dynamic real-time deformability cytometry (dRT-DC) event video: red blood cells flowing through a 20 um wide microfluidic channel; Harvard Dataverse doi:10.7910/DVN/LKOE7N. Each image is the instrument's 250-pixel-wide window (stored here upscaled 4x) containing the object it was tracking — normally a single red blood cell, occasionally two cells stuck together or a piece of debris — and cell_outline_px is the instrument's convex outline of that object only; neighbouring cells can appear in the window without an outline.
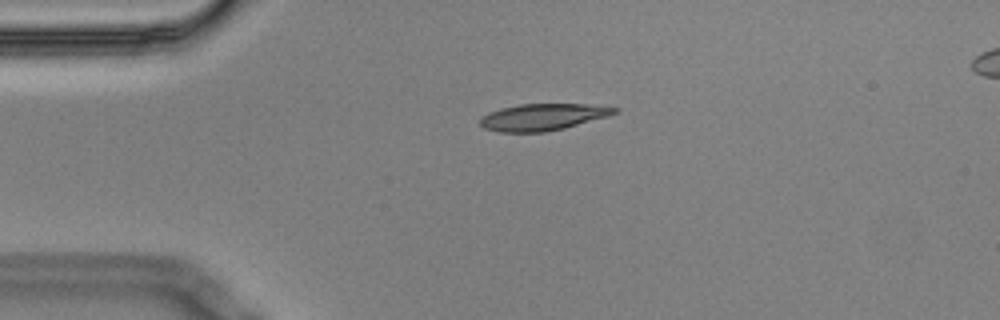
{"species": "Egyptian fruit bat (a non-hibernating species)", "species_latin": "Rousettus aegyptiacus", "temperature_condition": "cold", "stored_images_in_passage": 4, "camera_frame_rate_fps": 3000, "um_per_image_px": 0.085, "animal": {"sex": "male"}, "frame": {"image": 1, "passage_image": 1, "time_ms": 0.0, "image_size_px": [1000, 320], "cell_outline_px": [[616, 112], [608, 116], [564, 128], [544, 132], [496, 132], [484, 128], [480, 124], [480, 116], [488, 112], [500, 108], [520, 104], [584, 104], [616, 108]], "centroid_in_image_um": [46.04, 9.95], "position_along_channel_um": 39.0, "area_um2": 20.81}}
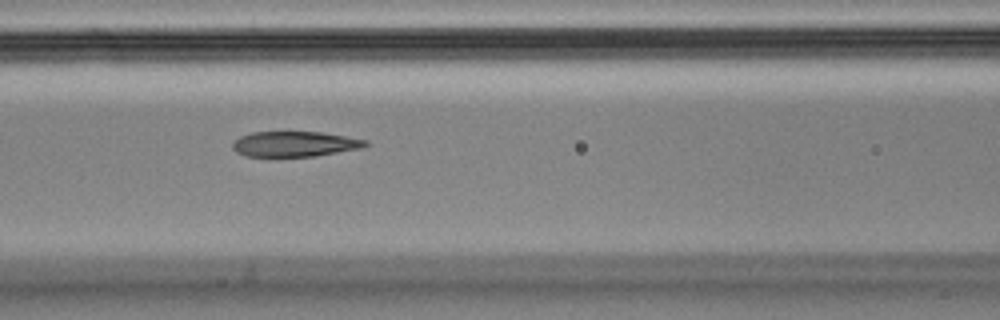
{"frame": {"image": 2, "passage_image": 4, "time_ms": 1.0, "image_size_px": [1000, 320], "cell_outline_px": [[368, 144], [364, 148], [316, 156], [244, 156], [236, 152], [232, 148], [232, 140], [240, 136], [252, 132], [320, 132], [368, 140]], "centroid_in_image_um": [25.04, 12.24], "position_along_channel_um": 141.6, "area_um2": 19.71}}